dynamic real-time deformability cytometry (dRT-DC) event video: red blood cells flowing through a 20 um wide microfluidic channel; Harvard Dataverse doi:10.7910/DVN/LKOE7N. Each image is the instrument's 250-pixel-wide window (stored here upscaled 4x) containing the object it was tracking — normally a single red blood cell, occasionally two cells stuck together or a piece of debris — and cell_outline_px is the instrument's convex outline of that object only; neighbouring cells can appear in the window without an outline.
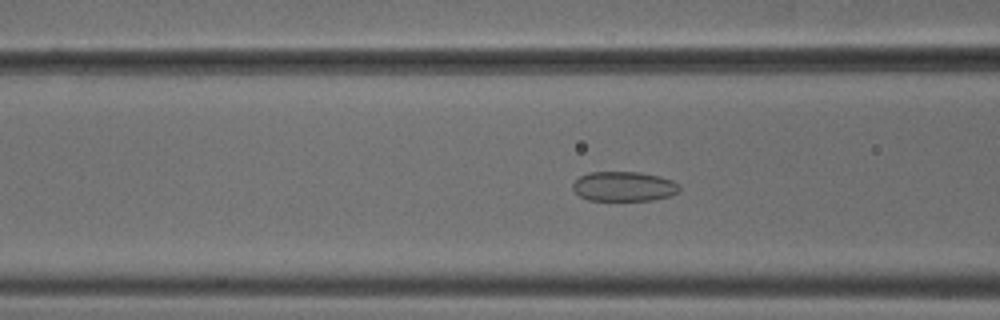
{"species": "common noctule bat (a hibernating species)", "species_latin": "Nyctalus noctula", "temperature_condition": "cold", "stored_images_in_passage": 55, "camera_frame_rate_fps": 3000, "um_per_image_px": 0.085, "animal": {"sex": "male", "body_mass_g": 18.8}, "frame": {"image": 1, "passage_image": 22, "time_ms": 7.0, "image_size_px": [1000, 320], "cell_outline_px": [[680, 192], [668, 196], [652, 200], [588, 200], [580, 196], [572, 188], [572, 184], [580, 176], [588, 172], [640, 172], [660, 176], [672, 180], [680, 184]], "centroid_in_image_um": [53.05, 15.84], "position_along_channel_um": 113.6, "area_um2": 18.55}}
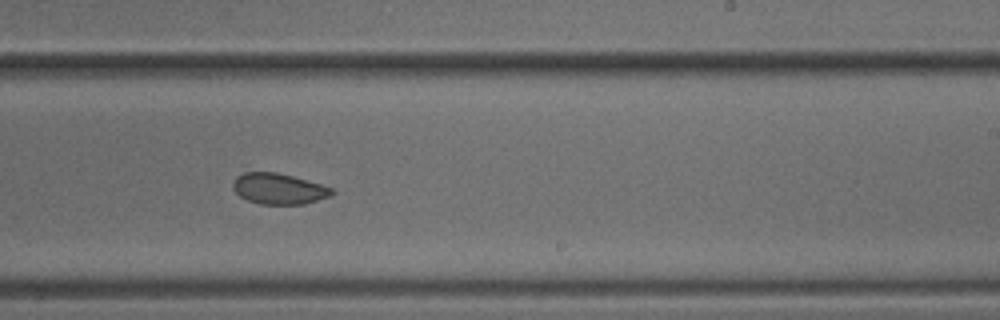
{"frame": {"image": 2, "passage_image": 34, "time_ms": 11.0, "image_size_px": [1000, 320], "cell_outline_px": [[336, 192], [332, 196], [304, 204], [260, 204], [248, 200], [240, 196], [232, 188], [232, 184], [236, 176], [244, 172], [276, 172], [292, 176], [320, 184], [332, 188]], "centroid_in_image_um": [23.7, 16.04], "position_along_channel_um": 265.3, "area_um2": 17.8}}
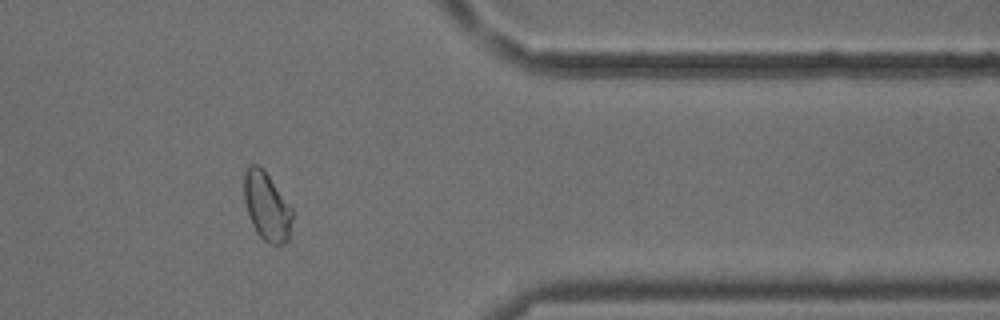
{"frame": {"image": 3, "passage_image": 45, "time_ms": 14.667, "image_size_px": [1000, 320], "cell_outline_px": [[292, 220], [288, 240], [284, 244], [272, 244], [264, 240], [256, 232], [248, 216], [244, 200], [244, 172], [248, 164], [256, 164], [264, 168], [292, 208]], "centroid_in_image_um": [22.66, 17.51], "position_along_channel_um": 388.7, "area_um2": 19.42}, "authors_computed_cell_mechanics": {"area_um2": 19.5942, "velocity_mm_per_s": 3.7902, "shape_relaxation_time_tau1_ms": 1.9083, "shape_relaxation_time_tau2_ms": 1.5797, "deformation_change_tau1": 0.0397, "deformation_change_tau2": 0.0554}}